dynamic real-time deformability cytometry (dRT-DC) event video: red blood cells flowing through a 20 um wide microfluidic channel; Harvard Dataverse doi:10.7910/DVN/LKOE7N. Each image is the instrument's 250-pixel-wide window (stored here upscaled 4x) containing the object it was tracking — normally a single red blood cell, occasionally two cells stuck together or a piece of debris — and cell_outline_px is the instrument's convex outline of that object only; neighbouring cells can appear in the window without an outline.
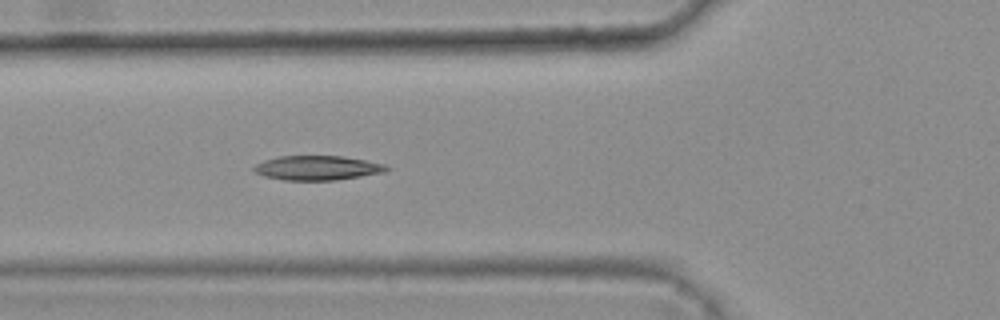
{"species": "common noctule bat (a hibernating species)", "species_latin": "Nyctalus noctula", "temperature_condition": "warm", "stored_images_in_passage": 28, "camera_frame_rate_fps": 3000, "um_per_image_px": 0.085, "animal": {"sex": "female", "body_mass_g": 25.1}, "frame": {"image": 1, "passage_image": 5, "time_ms": 1.333, "image_size_px": [1000, 320], "cell_outline_px": [[392, 168], [384, 172], [336, 180], [284, 180], [264, 176], [256, 172], [252, 168], [256, 164], [264, 160], [280, 156], [344, 156], [384, 164]], "centroid_in_image_um": [26.98, 14.27], "position_along_channel_um": 98.8, "area_um2": 18.79}}
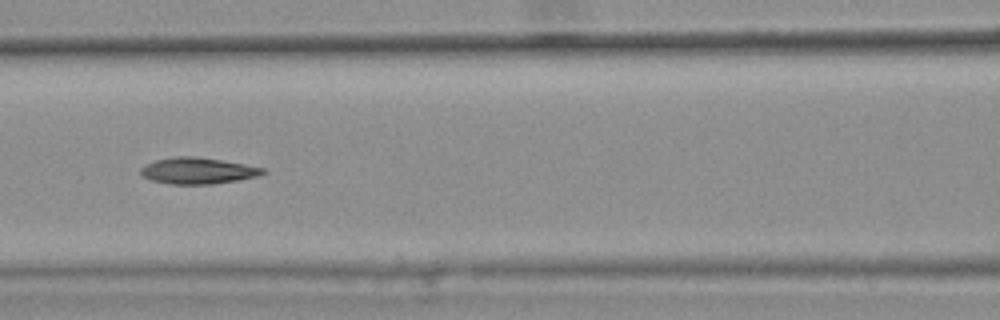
{"frame": {"image": 2, "passage_image": 9, "time_ms": 2.667, "image_size_px": [1000, 320], "cell_outline_px": [[268, 172], [256, 176], [236, 180], [212, 184], [168, 184], [152, 180], [140, 176], [140, 168], [156, 160], [176, 156], [192, 156], [220, 160], [244, 164], [264, 168]], "centroid_in_image_um": [16.78, 14.52], "position_along_channel_um": 149.8, "area_um2": 18.55}}